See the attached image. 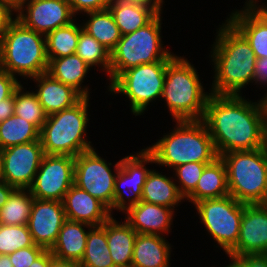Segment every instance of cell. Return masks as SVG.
Instances as JSON below:
<instances>
[{
  "label": "cell",
  "instance_id": "9a60e30c",
  "mask_svg": "<svg viewBox=\"0 0 267 267\" xmlns=\"http://www.w3.org/2000/svg\"><path fill=\"white\" fill-rule=\"evenodd\" d=\"M15 14L26 28L43 35L76 19L67 0H29Z\"/></svg>",
  "mask_w": 267,
  "mask_h": 267
},
{
  "label": "cell",
  "instance_id": "9f6ffc18",
  "mask_svg": "<svg viewBox=\"0 0 267 267\" xmlns=\"http://www.w3.org/2000/svg\"><path fill=\"white\" fill-rule=\"evenodd\" d=\"M0 63H1V38H0Z\"/></svg>",
  "mask_w": 267,
  "mask_h": 267
},
{
  "label": "cell",
  "instance_id": "44dd1931",
  "mask_svg": "<svg viewBox=\"0 0 267 267\" xmlns=\"http://www.w3.org/2000/svg\"><path fill=\"white\" fill-rule=\"evenodd\" d=\"M165 239L161 235L137 233L131 267H170L173 245Z\"/></svg>",
  "mask_w": 267,
  "mask_h": 267
},
{
  "label": "cell",
  "instance_id": "db71d44e",
  "mask_svg": "<svg viewBox=\"0 0 267 267\" xmlns=\"http://www.w3.org/2000/svg\"><path fill=\"white\" fill-rule=\"evenodd\" d=\"M260 12L266 19H267V3L265 4L264 2L260 5Z\"/></svg>",
  "mask_w": 267,
  "mask_h": 267
},
{
  "label": "cell",
  "instance_id": "ba28073f",
  "mask_svg": "<svg viewBox=\"0 0 267 267\" xmlns=\"http://www.w3.org/2000/svg\"><path fill=\"white\" fill-rule=\"evenodd\" d=\"M161 15L162 12L146 26L121 37L110 52L109 84L129 68L161 60H172L177 55L163 46Z\"/></svg>",
  "mask_w": 267,
  "mask_h": 267
},
{
  "label": "cell",
  "instance_id": "7402d4cb",
  "mask_svg": "<svg viewBox=\"0 0 267 267\" xmlns=\"http://www.w3.org/2000/svg\"><path fill=\"white\" fill-rule=\"evenodd\" d=\"M107 9L122 36L146 26L160 13L151 5L132 0H110Z\"/></svg>",
  "mask_w": 267,
  "mask_h": 267
},
{
  "label": "cell",
  "instance_id": "c3c4849f",
  "mask_svg": "<svg viewBox=\"0 0 267 267\" xmlns=\"http://www.w3.org/2000/svg\"><path fill=\"white\" fill-rule=\"evenodd\" d=\"M29 267H49V250H46Z\"/></svg>",
  "mask_w": 267,
  "mask_h": 267
},
{
  "label": "cell",
  "instance_id": "681fc988",
  "mask_svg": "<svg viewBox=\"0 0 267 267\" xmlns=\"http://www.w3.org/2000/svg\"><path fill=\"white\" fill-rule=\"evenodd\" d=\"M29 0H0L8 5L15 13L18 12Z\"/></svg>",
  "mask_w": 267,
  "mask_h": 267
},
{
  "label": "cell",
  "instance_id": "7bdbcfd3",
  "mask_svg": "<svg viewBox=\"0 0 267 267\" xmlns=\"http://www.w3.org/2000/svg\"><path fill=\"white\" fill-rule=\"evenodd\" d=\"M14 13L8 5L0 2V38L3 37L9 25L16 19Z\"/></svg>",
  "mask_w": 267,
  "mask_h": 267
},
{
  "label": "cell",
  "instance_id": "d6a6232c",
  "mask_svg": "<svg viewBox=\"0 0 267 267\" xmlns=\"http://www.w3.org/2000/svg\"><path fill=\"white\" fill-rule=\"evenodd\" d=\"M34 197L29 189H14L0 208V224L28 225Z\"/></svg>",
  "mask_w": 267,
  "mask_h": 267
},
{
  "label": "cell",
  "instance_id": "836d02e7",
  "mask_svg": "<svg viewBox=\"0 0 267 267\" xmlns=\"http://www.w3.org/2000/svg\"><path fill=\"white\" fill-rule=\"evenodd\" d=\"M91 68L100 67L110 81V51L86 32L81 24V32L75 52Z\"/></svg>",
  "mask_w": 267,
  "mask_h": 267
},
{
  "label": "cell",
  "instance_id": "f546056e",
  "mask_svg": "<svg viewBox=\"0 0 267 267\" xmlns=\"http://www.w3.org/2000/svg\"><path fill=\"white\" fill-rule=\"evenodd\" d=\"M76 19L66 26L59 27L45 35L48 60L75 54L81 24Z\"/></svg>",
  "mask_w": 267,
  "mask_h": 267
},
{
  "label": "cell",
  "instance_id": "5bb4252c",
  "mask_svg": "<svg viewBox=\"0 0 267 267\" xmlns=\"http://www.w3.org/2000/svg\"><path fill=\"white\" fill-rule=\"evenodd\" d=\"M1 155V178L15 189H29L45 155L41 140L7 147Z\"/></svg>",
  "mask_w": 267,
  "mask_h": 267
},
{
  "label": "cell",
  "instance_id": "cb8c5ba5",
  "mask_svg": "<svg viewBox=\"0 0 267 267\" xmlns=\"http://www.w3.org/2000/svg\"><path fill=\"white\" fill-rule=\"evenodd\" d=\"M92 226L77 221L66 220L59 231L56 243L50 252L53 256L80 263L86 249L89 228ZM87 228L88 230L86 231Z\"/></svg>",
  "mask_w": 267,
  "mask_h": 267
},
{
  "label": "cell",
  "instance_id": "ee69618b",
  "mask_svg": "<svg viewBox=\"0 0 267 267\" xmlns=\"http://www.w3.org/2000/svg\"><path fill=\"white\" fill-rule=\"evenodd\" d=\"M14 94L7 99L0 101V123L14 115Z\"/></svg>",
  "mask_w": 267,
  "mask_h": 267
},
{
  "label": "cell",
  "instance_id": "e575fe53",
  "mask_svg": "<svg viewBox=\"0 0 267 267\" xmlns=\"http://www.w3.org/2000/svg\"><path fill=\"white\" fill-rule=\"evenodd\" d=\"M24 87L21 84L14 92V114L25 118V120L31 122L41 130L43 124L46 122L47 115L33 90L26 91V87L25 89Z\"/></svg>",
  "mask_w": 267,
  "mask_h": 267
},
{
  "label": "cell",
  "instance_id": "7c38bea8",
  "mask_svg": "<svg viewBox=\"0 0 267 267\" xmlns=\"http://www.w3.org/2000/svg\"><path fill=\"white\" fill-rule=\"evenodd\" d=\"M75 157L45 154L29 190L34 198L61 201L74 184Z\"/></svg>",
  "mask_w": 267,
  "mask_h": 267
},
{
  "label": "cell",
  "instance_id": "8fae6325",
  "mask_svg": "<svg viewBox=\"0 0 267 267\" xmlns=\"http://www.w3.org/2000/svg\"><path fill=\"white\" fill-rule=\"evenodd\" d=\"M120 166L121 159L113 165L102 158L95 148L75 157L74 184L102 202L112 215L115 178Z\"/></svg>",
  "mask_w": 267,
  "mask_h": 267
},
{
  "label": "cell",
  "instance_id": "52a82bcc",
  "mask_svg": "<svg viewBox=\"0 0 267 267\" xmlns=\"http://www.w3.org/2000/svg\"><path fill=\"white\" fill-rule=\"evenodd\" d=\"M220 157L226 167L229 195L244 204H266L267 146Z\"/></svg>",
  "mask_w": 267,
  "mask_h": 267
},
{
  "label": "cell",
  "instance_id": "83f0119b",
  "mask_svg": "<svg viewBox=\"0 0 267 267\" xmlns=\"http://www.w3.org/2000/svg\"><path fill=\"white\" fill-rule=\"evenodd\" d=\"M226 19L250 43L257 59L267 57V19L260 12H240Z\"/></svg>",
  "mask_w": 267,
  "mask_h": 267
},
{
  "label": "cell",
  "instance_id": "ac0fdd59",
  "mask_svg": "<svg viewBox=\"0 0 267 267\" xmlns=\"http://www.w3.org/2000/svg\"><path fill=\"white\" fill-rule=\"evenodd\" d=\"M174 212L173 208L140 201L124 212V220L138 234L167 236L172 230Z\"/></svg>",
  "mask_w": 267,
  "mask_h": 267
},
{
  "label": "cell",
  "instance_id": "8d00e7d4",
  "mask_svg": "<svg viewBox=\"0 0 267 267\" xmlns=\"http://www.w3.org/2000/svg\"><path fill=\"white\" fill-rule=\"evenodd\" d=\"M207 164L189 162L173 168V177L180 194L186 198L195 188ZM178 182V183H177Z\"/></svg>",
  "mask_w": 267,
  "mask_h": 267
},
{
  "label": "cell",
  "instance_id": "30bf717a",
  "mask_svg": "<svg viewBox=\"0 0 267 267\" xmlns=\"http://www.w3.org/2000/svg\"><path fill=\"white\" fill-rule=\"evenodd\" d=\"M203 226L209 236L217 242L225 255L238 242L244 203L231 195L222 198L203 199L193 204Z\"/></svg>",
  "mask_w": 267,
  "mask_h": 267
},
{
  "label": "cell",
  "instance_id": "2e32d148",
  "mask_svg": "<svg viewBox=\"0 0 267 267\" xmlns=\"http://www.w3.org/2000/svg\"><path fill=\"white\" fill-rule=\"evenodd\" d=\"M66 220L61 201L34 198L28 221L34 243L45 250H51Z\"/></svg>",
  "mask_w": 267,
  "mask_h": 267
},
{
  "label": "cell",
  "instance_id": "b9f144b4",
  "mask_svg": "<svg viewBox=\"0 0 267 267\" xmlns=\"http://www.w3.org/2000/svg\"><path fill=\"white\" fill-rule=\"evenodd\" d=\"M253 83L260 87H267V57L256 59Z\"/></svg>",
  "mask_w": 267,
  "mask_h": 267
},
{
  "label": "cell",
  "instance_id": "7a4b0ae2",
  "mask_svg": "<svg viewBox=\"0 0 267 267\" xmlns=\"http://www.w3.org/2000/svg\"><path fill=\"white\" fill-rule=\"evenodd\" d=\"M217 28L209 54L214 76L208 91L217 95H243L241 90L253 83L257 58L250 43L228 20Z\"/></svg>",
  "mask_w": 267,
  "mask_h": 267
},
{
  "label": "cell",
  "instance_id": "1f68e13d",
  "mask_svg": "<svg viewBox=\"0 0 267 267\" xmlns=\"http://www.w3.org/2000/svg\"><path fill=\"white\" fill-rule=\"evenodd\" d=\"M40 140V130L31 122L12 115L0 123V149Z\"/></svg>",
  "mask_w": 267,
  "mask_h": 267
},
{
  "label": "cell",
  "instance_id": "f35d334b",
  "mask_svg": "<svg viewBox=\"0 0 267 267\" xmlns=\"http://www.w3.org/2000/svg\"><path fill=\"white\" fill-rule=\"evenodd\" d=\"M226 255L231 259L226 267H267V254Z\"/></svg>",
  "mask_w": 267,
  "mask_h": 267
},
{
  "label": "cell",
  "instance_id": "d4e9b609",
  "mask_svg": "<svg viewBox=\"0 0 267 267\" xmlns=\"http://www.w3.org/2000/svg\"><path fill=\"white\" fill-rule=\"evenodd\" d=\"M229 195L226 167L219 156L207 164L200 176L196 188L185 198L195 204L203 199L222 198Z\"/></svg>",
  "mask_w": 267,
  "mask_h": 267
},
{
  "label": "cell",
  "instance_id": "ab89813d",
  "mask_svg": "<svg viewBox=\"0 0 267 267\" xmlns=\"http://www.w3.org/2000/svg\"><path fill=\"white\" fill-rule=\"evenodd\" d=\"M67 1L69 2L71 10L75 16L87 12L106 10L110 3V0H67Z\"/></svg>",
  "mask_w": 267,
  "mask_h": 267
},
{
  "label": "cell",
  "instance_id": "f907efd6",
  "mask_svg": "<svg viewBox=\"0 0 267 267\" xmlns=\"http://www.w3.org/2000/svg\"><path fill=\"white\" fill-rule=\"evenodd\" d=\"M132 1H137V2H142L146 3L148 5H151L152 7L156 8L159 12H162L163 8V3L164 0H132Z\"/></svg>",
  "mask_w": 267,
  "mask_h": 267
},
{
  "label": "cell",
  "instance_id": "bcb514c9",
  "mask_svg": "<svg viewBox=\"0 0 267 267\" xmlns=\"http://www.w3.org/2000/svg\"><path fill=\"white\" fill-rule=\"evenodd\" d=\"M258 2H261L259 0H245V3L242 7V9H235L231 12L228 16H233L240 12H258L260 10V5Z\"/></svg>",
  "mask_w": 267,
  "mask_h": 267
},
{
  "label": "cell",
  "instance_id": "d6986e66",
  "mask_svg": "<svg viewBox=\"0 0 267 267\" xmlns=\"http://www.w3.org/2000/svg\"><path fill=\"white\" fill-rule=\"evenodd\" d=\"M62 203L68 220L90 226H100L112 216L102 202L75 184L66 192Z\"/></svg>",
  "mask_w": 267,
  "mask_h": 267
},
{
  "label": "cell",
  "instance_id": "f5cc1de1",
  "mask_svg": "<svg viewBox=\"0 0 267 267\" xmlns=\"http://www.w3.org/2000/svg\"><path fill=\"white\" fill-rule=\"evenodd\" d=\"M261 101H262L263 108H264L265 124H266V128H267V92H266V94H264V96H262Z\"/></svg>",
  "mask_w": 267,
  "mask_h": 267
},
{
  "label": "cell",
  "instance_id": "8992f818",
  "mask_svg": "<svg viewBox=\"0 0 267 267\" xmlns=\"http://www.w3.org/2000/svg\"><path fill=\"white\" fill-rule=\"evenodd\" d=\"M83 97L74 106L47 116L40 130L44 154L78 156L93 147L87 136L89 99ZM87 138V139H86Z\"/></svg>",
  "mask_w": 267,
  "mask_h": 267
},
{
  "label": "cell",
  "instance_id": "74e56055",
  "mask_svg": "<svg viewBox=\"0 0 267 267\" xmlns=\"http://www.w3.org/2000/svg\"><path fill=\"white\" fill-rule=\"evenodd\" d=\"M46 250L38 245L25 247L9 254L13 267H29L37 258H39Z\"/></svg>",
  "mask_w": 267,
  "mask_h": 267
},
{
  "label": "cell",
  "instance_id": "3957f363",
  "mask_svg": "<svg viewBox=\"0 0 267 267\" xmlns=\"http://www.w3.org/2000/svg\"><path fill=\"white\" fill-rule=\"evenodd\" d=\"M174 122L176 124L171 132L165 133L156 143L145 148L154 157V164L172 170L189 162L209 164L219 157L202 120Z\"/></svg>",
  "mask_w": 267,
  "mask_h": 267
},
{
  "label": "cell",
  "instance_id": "9c48e42d",
  "mask_svg": "<svg viewBox=\"0 0 267 267\" xmlns=\"http://www.w3.org/2000/svg\"><path fill=\"white\" fill-rule=\"evenodd\" d=\"M171 60L146 63L123 71L109 85L110 94H122L133 115L141 116L151 102L161 98L167 64Z\"/></svg>",
  "mask_w": 267,
  "mask_h": 267
},
{
  "label": "cell",
  "instance_id": "f1b7e54d",
  "mask_svg": "<svg viewBox=\"0 0 267 267\" xmlns=\"http://www.w3.org/2000/svg\"><path fill=\"white\" fill-rule=\"evenodd\" d=\"M84 14L88 18L81 23L83 29L111 52L121 39L122 34L110 11L106 9Z\"/></svg>",
  "mask_w": 267,
  "mask_h": 267
},
{
  "label": "cell",
  "instance_id": "f6af8a7d",
  "mask_svg": "<svg viewBox=\"0 0 267 267\" xmlns=\"http://www.w3.org/2000/svg\"><path fill=\"white\" fill-rule=\"evenodd\" d=\"M49 267H81L78 262L59 259L53 256L49 250Z\"/></svg>",
  "mask_w": 267,
  "mask_h": 267
},
{
  "label": "cell",
  "instance_id": "4fadbf2b",
  "mask_svg": "<svg viewBox=\"0 0 267 267\" xmlns=\"http://www.w3.org/2000/svg\"><path fill=\"white\" fill-rule=\"evenodd\" d=\"M155 163L154 157L145 149L125 156L115 178L113 210L124 213L141 201L142 189L151 169L145 165Z\"/></svg>",
  "mask_w": 267,
  "mask_h": 267
},
{
  "label": "cell",
  "instance_id": "6da1fadb",
  "mask_svg": "<svg viewBox=\"0 0 267 267\" xmlns=\"http://www.w3.org/2000/svg\"><path fill=\"white\" fill-rule=\"evenodd\" d=\"M202 121L214 142L218 156L267 146V128L261 99L242 95L211 93Z\"/></svg>",
  "mask_w": 267,
  "mask_h": 267
},
{
  "label": "cell",
  "instance_id": "11a10c76",
  "mask_svg": "<svg viewBox=\"0 0 267 267\" xmlns=\"http://www.w3.org/2000/svg\"><path fill=\"white\" fill-rule=\"evenodd\" d=\"M2 175V155H1V149H0V178Z\"/></svg>",
  "mask_w": 267,
  "mask_h": 267
},
{
  "label": "cell",
  "instance_id": "4dcf8cb0",
  "mask_svg": "<svg viewBox=\"0 0 267 267\" xmlns=\"http://www.w3.org/2000/svg\"><path fill=\"white\" fill-rule=\"evenodd\" d=\"M79 265L81 267H116L108 248L105 223L89 228L85 253Z\"/></svg>",
  "mask_w": 267,
  "mask_h": 267
},
{
  "label": "cell",
  "instance_id": "484cf974",
  "mask_svg": "<svg viewBox=\"0 0 267 267\" xmlns=\"http://www.w3.org/2000/svg\"><path fill=\"white\" fill-rule=\"evenodd\" d=\"M141 201L166 206L175 210L185 198L180 194L174 177L151 169L142 189Z\"/></svg>",
  "mask_w": 267,
  "mask_h": 267
},
{
  "label": "cell",
  "instance_id": "60d3db41",
  "mask_svg": "<svg viewBox=\"0 0 267 267\" xmlns=\"http://www.w3.org/2000/svg\"><path fill=\"white\" fill-rule=\"evenodd\" d=\"M20 85L21 81L0 68V101L10 98Z\"/></svg>",
  "mask_w": 267,
  "mask_h": 267
},
{
  "label": "cell",
  "instance_id": "e0dca14e",
  "mask_svg": "<svg viewBox=\"0 0 267 267\" xmlns=\"http://www.w3.org/2000/svg\"><path fill=\"white\" fill-rule=\"evenodd\" d=\"M267 253V203L244 204L235 256Z\"/></svg>",
  "mask_w": 267,
  "mask_h": 267
},
{
  "label": "cell",
  "instance_id": "816d5d0a",
  "mask_svg": "<svg viewBox=\"0 0 267 267\" xmlns=\"http://www.w3.org/2000/svg\"><path fill=\"white\" fill-rule=\"evenodd\" d=\"M0 267H13L9 255L0 254Z\"/></svg>",
  "mask_w": 267,
  "mask_h": 267
},
{
  "label": "cell",
  "instance_id": "ffe728a7",
  "mask_svg": "<svg viewBox=\"0 0 267 267\" xmlns=\"http://www.w3.org/2000/svg\"><path fill=\"white\" fill-rule=\"evenodd\" d=\"M29 80L36 83L37 89L33 92L47 116L70 108L83 98L73 87L61 83L47 72Z\"/></svg>",
  "mask_w": 267,
  "mask_h": 267
},
{
  "label": "cell",
  "instance_id": "d590c367",
  "mask_svg": "<svg viewBox=\"0 0 267 267\" xmlns=\"http://www.w3.org/2000/svg\"><path fill=\"white\" fill-rule=\"evenodd\" d=\"M34 245L28 225L0 224V254L9 255L18 249Z\"/></svg>",
  "mask_w": 267,
  "mask_h": 267
},
{
  "label": "cell",
  "instance_id": "277c9868",
  "mask_svg": "<svg viewBox=\"0 0 267 267\" xmlns=\"http://www.w3.org/2000/svg\"><path fill=\"white\" fill-rule=\"evenodd\" d=\"M198 70L184 56H175L166 68L161 99L173 121L202 120L211 93L205 92Z\"/></svg>",
  "mask_w": 267,
  "mask_h": 267
},
{
  "label": "cell",
  "instance_id": "4316f807",
  "mask_svg": "<svg viewBox=\"0 0 267 267\" xmlns=\"http://www.w3.org/2000/svg\"><path fill=\"white\" fill-rule=\"evenodd\" d=\"M92 68L85 63L76 53L51 59L48 63L47 73L61 83L73 87L83 97L90 96L89 86H85L84 80ZM83 86V87H82Z\"/></svg>",
  "mask_w": 267,
  "mask_h": 267
},
{
  "label": "cell",
  "instance_id": "5b68a950",
  "mask_svg": "<svg viewBox=\"0 0 267 267\" xmlns=\"http://www.w3.org/2000/svg\"><path fill=\"white\" fill-rule=\"evenodd\" d=\"M45 35L15 19L1 38L0 68L12 76L31 79L47 72Z\"/></svg>",
  "mask_w": 267,
  "mask_h": 267
},
{
  "label": "cell",
  "instance_id": "7dc6e473",
  "mask_svg": "<svg viewBox=\"0 0 267 267\" xmlns=\"http://www.w3.org/2000/svg\"><path fill=\"white\" fill-rule=\"evenodd\" d=\"M15 188L8 185L2 178H0V208L7 202Z\"/></svg>",
  "mask_w": 267,
  "mask_h": 267
},
{
  "label": "cell",
  "instance_id": "603a6c76",
  "mask_svg": "<svg viewBox=\"0 0 267 267\" xmlns=\"http://www.w3.org/2000/svg\"><path fill=\"white\" fill-rule=\"evenodd\" d=\"M110 255L116 267H131L137 232L124 220L117 221L112 215L105 222Z\"/></svg>",
  "mask_w": 267,
  "mask_h": 267
}]
</instances>
